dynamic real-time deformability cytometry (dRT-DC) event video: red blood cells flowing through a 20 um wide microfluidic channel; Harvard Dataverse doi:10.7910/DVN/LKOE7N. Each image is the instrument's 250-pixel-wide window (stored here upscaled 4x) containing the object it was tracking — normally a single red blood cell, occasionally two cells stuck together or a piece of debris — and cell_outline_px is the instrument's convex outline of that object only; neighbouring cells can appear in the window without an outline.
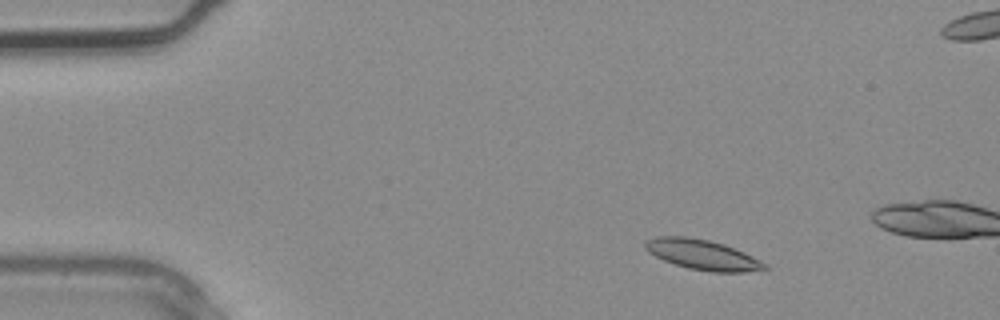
{"species": "common noctule bat (a hibernating species)", "species_latin": "Nyctalus noctula", "temperature_condition": "warm", "stored_images_in_passage": 3, "camera_frame_rate_fps": 3000, "um_per_image_px": 0.085, "animal": {"sex": "male", "body_mass_g": 20.4}, "frame": {"image": 1, "passage_image": 1, "time_ms": 0.0, "image_size_px": [1000, 320], "cell_outline_px": [[768, 268], [744, 272], [712, 272], [688, 268], [664, 260], [648, 252], [644, 248], [644, 240], [656, 236], [688, 236], [708, 240], [724, 244], [744, 252], [768, 264]], "centroid_in_image_um": [59.68, 21.63], "position_along_channel_um": 25.3, "area_um2": 20.98}}